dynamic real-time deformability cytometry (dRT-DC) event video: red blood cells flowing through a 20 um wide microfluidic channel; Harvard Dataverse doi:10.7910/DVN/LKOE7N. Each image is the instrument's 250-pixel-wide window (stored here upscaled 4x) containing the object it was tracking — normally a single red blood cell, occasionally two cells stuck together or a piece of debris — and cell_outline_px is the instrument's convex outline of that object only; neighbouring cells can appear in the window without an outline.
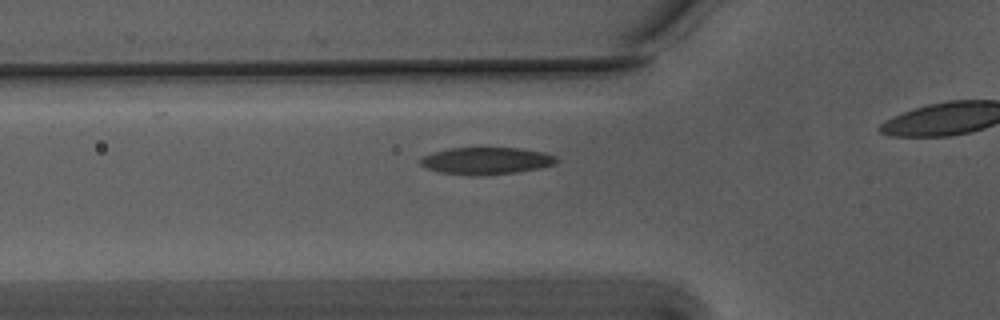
{"species": "Egyptian fruit bat (a non-hibernating species)", "species_latin": "Rousettus aegyptiacus", "temperature_condition": "warm", "stored_images_in_passage": 33, "camera_frame_rate_fps": 3000, "um_per_image_px": 0.085, "animal": {"sex": "male"}, "frame": {"image": 1, "passage_image": 3, "time_ms": 0.667, "image_size_px": [1000, 320], "cell_outline_px": [[560, 160], [556, 164], [540, 168], [516, 172], [484, 176], [476, 176], [440, 172], [428, 168], [420, 164], [420, 160], [424, 156], [432, 152], [448, 148], [520, 148], [544, 152], [556, 156]], "centroid_in_image_um": [41.38, 13.67], "position_along_channel_um": 84.4, "area_um2": 21.62}}
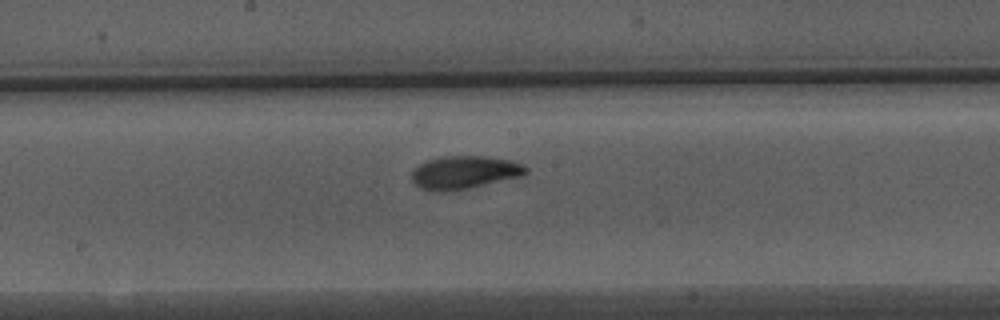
{"frame": {"image": 2, "passage_image": 13, "time_ms": 4.0, "image_size_px": [1000, 320], "cell_outline_px": [[528, 172], [520, 176], [468, 188], [440, 192], [420, 188], [412, 180], [412, 168], [428, 160], [440, 156], [484, 156], [508, 160], [524, 164], [528, 168]], "centroid_in_image_um": [39.45, 14.64], "position_along_channel_um": 208.8, "area_um2": 21.79}}
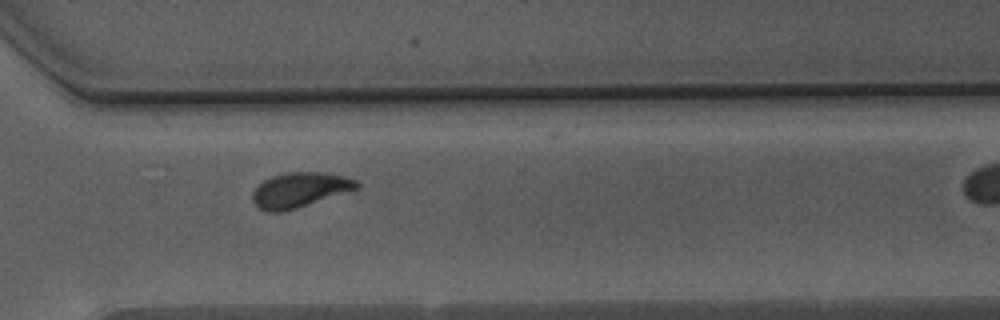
{"frame": {"image": 3, "passage_image": 24, "time_ms": 7.667, "image_size_px": [1000, 320], "cell_outline_px": [[360, 188], [348, 192], [284, 212], [268, 212], [260, 208], [252, 200], [252, 192], [264, 180], [272, 176], [288, 172], [320, 172], [344, 176], [356, 180], [360, 184]], "centroid_in_image_um": [25.49, 16.15], "position_along_channel_um": 345.1, "area_um2": 21.15}, "authors_computed_cell_mechanics": {"area_um2": 21.4438, "velocity_mm_per_s": 3.7182, "shape_relaxation_time_tau1_ms": 4.1573, "shape_relaxation_time_tau2_ms": 1.5215, "deformation_change_tau1": 0.1647, "deformation_change_tau2": 0.0607}}